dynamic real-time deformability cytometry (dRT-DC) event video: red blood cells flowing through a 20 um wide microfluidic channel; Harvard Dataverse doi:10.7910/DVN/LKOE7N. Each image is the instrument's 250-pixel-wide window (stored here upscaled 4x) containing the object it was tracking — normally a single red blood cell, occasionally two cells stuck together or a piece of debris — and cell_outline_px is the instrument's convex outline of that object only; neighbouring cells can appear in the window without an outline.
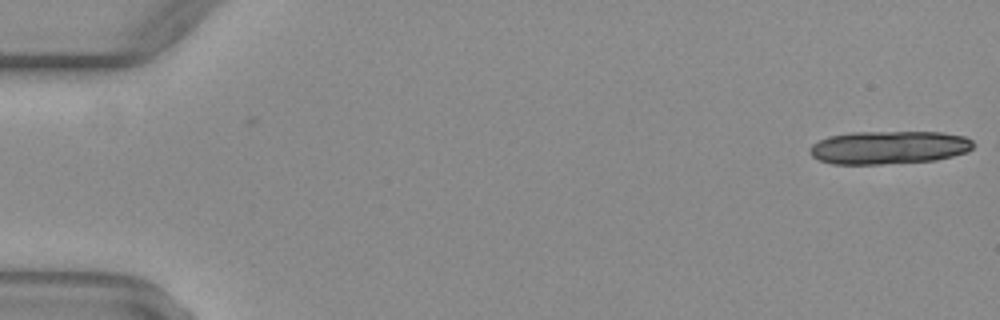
{"species": "common noctule bat (a hibernating species)", "species_latin": "Nyctalus noctula", "temperature_condition": "warm", "stored_images_in_passage": 3, "camera_frame_rate_fps": 3000, "um_per_image_px": 0.085, "animal": {"sex": "female", "body_mass_g": 29.2, "forearm_length_mm": 56.3}, "frame": {"image": 1, "passage_image": 3, "time_ms": 0.667, "image_size_px": [1000, 320], "cell_outline_px": [[980, 144], [968, 152], [936, 160], [880, 164], [832, 164], [820, 160], [812, 156], [808, 152], [812, 144], [828, 136], [852, 132], [940, 132], [964, 136]], "centroid_in_image_um": [75.6, 12.53], "position_along_channel_um": 9.4, "area_um2": 31.91}}